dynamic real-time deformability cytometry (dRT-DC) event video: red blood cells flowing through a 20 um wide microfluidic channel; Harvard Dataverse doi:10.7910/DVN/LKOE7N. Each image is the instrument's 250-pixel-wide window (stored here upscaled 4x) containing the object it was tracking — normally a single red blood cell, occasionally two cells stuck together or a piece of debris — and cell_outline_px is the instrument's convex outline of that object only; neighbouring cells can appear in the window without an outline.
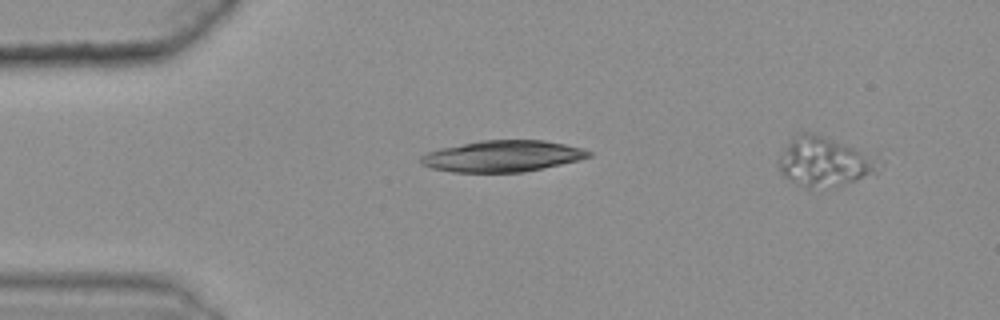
{"species": "common noctule bat (a hibernating species)", "species_latin": "Nyctalus noctula", "temperature_condition": "warm", "stored_images_in_passage": 36, "camera_frame_rate_fps": 3000, "um_per_image_px": 0.085, "animal": {"sex": "female", "body_mass_g": 25.1}, "frame": {"image": 1, "passage_image": 1, "time_ms": 0.0, "image_size_px": [1000, 320], "cell_outline_px": [[592, 156], [580, 160], [524, 172], [452, 172], [432, 168], [420, 164], [420, 156], [428, 152], [440, 148], [480, 140], [544, 140], [584, 148], [592, 152]], "centroid_in_image_um": [42.73, 13.27], "position_along_channel_um": 42.3, "area_um2": 30.75}}
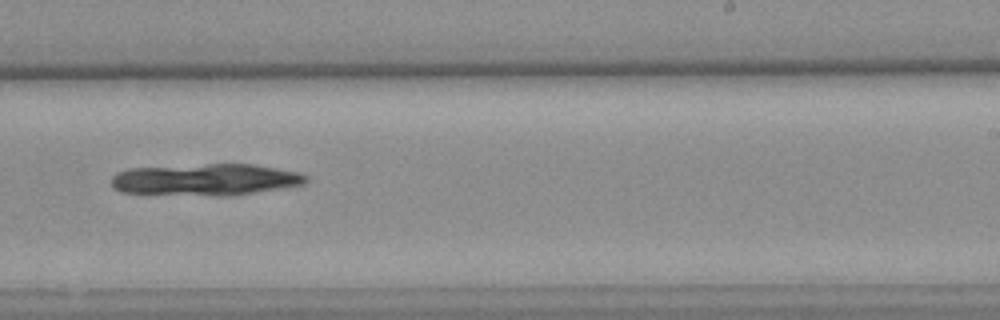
{"frame": {"image": 2, "passage_image": 22, "time_ms": 7.0, "image_size_px": [1000, 320], "cell_outline_px": [[308, 180], [304, 184], [256, 192], [228, 196], [220, 196], [120, 192], [112, 184], [112, 176], [116, 172], [128, 168], [208, 164], [252, 164], [300, 172], [308, 176]], "centroid_in_image_um": [17.49, 15.26], "position_along_channel_um": 271.5, "area_um2": 35.89}}
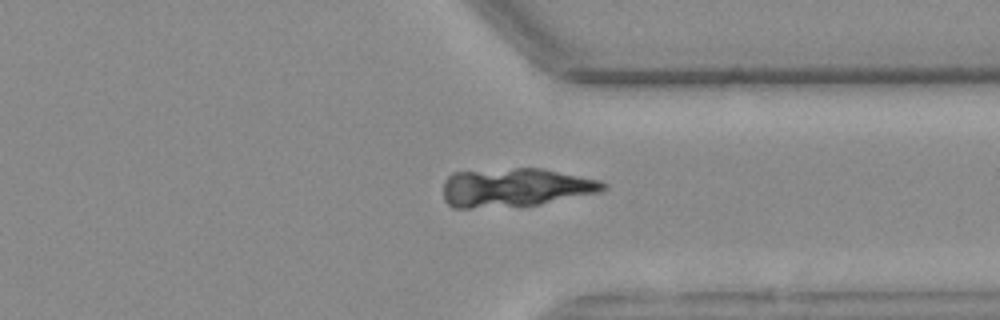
{"frame": {"image": 3, "passage_image": 30, "time_ms": 9.667, "image_size_px": [1000, 320], "cell_outline_px": [[608, 188], [600, 192], [536, 204], [468, 208], [452, 208], [444, 200], [444, 180], [452, 172], [516, 168], [540, 168], [600, 180], [608, 184]], "centroid_in_image_um": [43.77, 15.92], "position_along_channel_um": 367.6, "area_um2": 35.72}}